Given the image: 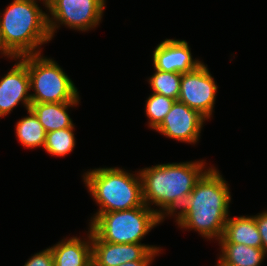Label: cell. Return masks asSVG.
<instances>
[{"label":"cell","instance_id":"6da1fadb","mask_svg":"<svg viewBox=\"0 0 267 266\" xmlns=\"http://www.w3.org/2000/svg\"><path fill=\"white\" fill-rule=\"evenodd\" d=\"M227 182L216 168L211 167L196 183L180 211L176 223L193 229L209 240H219L229 217L231 195Z\"/></svg>","mask_w":267,"mask_h":266},{"label":"cell","instance_id":"7a4b0ae2","mask_svg":"<svg viewBox=\"0 0 267 266\" xmlns=\"http://www.w3.org/2000/svg\"><path fill=\"white\" fill-rule=\"evenodd\" d=\"M205 162L158 164L139 171L144 204L159 206L157 214L164 219L175 216L192 192L196 183L210 169ZM175 212V213H174ZM166 215V216H165Z\"/></svg>","mask_w":267,"mask_h":266},{"label":"cell","instance_id":"3957f363","mask_svg":"<svg viewBox=\"0 0 267 266\" xmlns=\"http://www.w3.org/2000/svg\"><path fill=\"white\" fill-rule=\"evenodd\" d=\"M37 0H13L0 15V52L9 58L20 59L39 54L40 46L52 38L48 27V13Z\"/></svg>","mask_w":267,"mask_h":266},{"label":"cell","instance_id":"277c9868","mask_svg":"<svg viewBox=\"0 0 267 266\" xmlns=\"http://www.w3.org/2000/svg\"><path fill=\"white\" fill-rule=\"evenodd\" d=\"M83 179L99 205L96 213L122 211L144 205L139 172L132 174L118 167L95 168L87 171Z\"/></svg>","mask_w":267,"mask_h":266},{"label":"cell","instance_id":"5b68a950","mask_svg":"<svg viewBox=\"0 0 267 266\" xmlns=\"http://www.w3.org/2000/svg\"><path fill=\"white\" fill-rule=\"evenodd\" d=\"M90 230L101 240L114 244H141V240L163 219L146 204L128 210L96 213Z\"/></svg>","mask_w":267,"mask_h":266},{"label":"cell","instance_id":"8992f818","mask_svg":"<svg viewBox=\"0 0 267 266\" xmlns=\"http://www.w3.org/2000/svg\"><path fill=\"white\" fill-rule=\"evenodd\" d=\"M30 76L31 103H57L79 101L78 89L53 59L41 53L27 55Z\"/></svg>","mask_w":267,"mask_h":266},{"label":"cell","instance_id":"52a82bcc","mask_svg":"<svg viewBox=\"0 0 267 266\" xmlns=\"http://www.w3.org/2000/svg\"><path fill=\"white\" fill-rule=\"evenodd\" d=\"M105 0H54L48 7L51 38L60 24L79 31L97 27L102 19ZM59 23V24H58Z\"/></svg>","mask_w":267,"mask_h":266},{"label":"cell","instance_id":"ba28073f","mask_svg":"<svg viewBox=\"0 0 267 266\" xmlns=\"http://www.w3.org/2000/svg\"><path fill=\"white\" fill-rule=\"evenodd\" d=\"M217 89L218 86L207 65L202 63L196 69L182 73L178 101L210 119Z\"/></svg>","mask_w":267,"mask_h":266},{"label":"cell","instance_id":"9c48e42d","mask_svg":"<svg viewBox=\"0 0 267 266\" xmlns=\"http://www.w3.org/2000/svg\"><path fill=\"white\" fill-rule=\"evenodd\" d=\"M160 247L145 244H114L101 241L92 232V266H118L130 261L154 260Z\"/></svg>","mask_w":267,"mask_h":266},{"label":"cell","instance_id":"30bf717a","mask_svg":"<svg viewBox=\"0 0 267 266\" xmlns=\"http://www.w3.org/2000/svg\"><path fill=\"white\" fill-rule=\"evenodd\" d=\"M205 120L207 119L198 111L175 101L171 110L155 130L168 138L194 144L199 140Z\"/></svg>","mask_w":267,"mask_h":266},{"label":"cell","instance_id":"8fae6325","mask_svg":"<svg viewBox=\"0 0 267 266\" xmlns=\"http://www.w3.org/2000/svg\"><path fill=\"white\" fill-rule=\"evenodd\" d=\"M20 58L0 80V118L9 114L20 102L26 110L31 106L27 55Z\"/></svg>","mask_w":267,"mask_h":266},{"label":"cell","instance_id":"7c38bea8","mask_svg":"<svg viewBox=\"0 0 267 266\" xmlns=\"http://www.w3.org/2000/svg\"><path fill=\"white\" fill-rule=\"evenodd\" d=\"M201 64V61L192 58L185 40L166 39L153 52L154 68L160 71L186 73Z\"/></svg>","mask_w":267,"mask_h":266},{"label":"cell","instance_id":"4fadbf2b","mask_svg":"<svg viewBox=\"0 0 267 266\" xmlns=\"http://www.w3.org/2000/svg\"><path fill=\"white\" fill-rule=\"evenodd\" d=\"M88 240L71 237L61 240L50 247L54 266H92V231L89 229Z\"/></svg>","mask_w":267,"mask_h":266},{"label":"cell","instance_id":"5bb4252c","mask_svg":"<svg viewBox=\"0 0 267 266\" xmlns=\"http://www.w3.org/2000/svg\"><path fill=\"white\" fill-rule=\"evenodd\" d=\"M218 241L262 248V239L255 216L228 217L223 236Z\"/></svg>","mask_w":267,"mask_h":266},{"label":"cell","instance_id":"9a60e30c","mask_svg":"<svg viewBox=\"0 0 267 266\" xmlns=\"http://www.w3.org/2000/svg\"><path fill=\"white\" fill-rule=\"evenodd\" d=\"M79 101L57 103H31L30 110L36 115L46 133L72 127L74 124L67 110L77 106Z\"/></svg>","mask_w":267,"mask_h":266},{"label":"cell","instance_id":"2e32d148","mask_svg":"<svg viewBox=\"0 0 267 266\" xmlns=\"http://www.w3.org/2000/svg\"><path fill=\"white\" fill-rule=\"evenodd\" d=\"M219 244L222 251L219 260L227 266H260L267 255L263 248L234 243Z\"/></svg>","mask_w":267,"mask_h":266},{"label":"cell","instance_id":"e0dca14e","mask_svg":"<svg viewBox=\"0 0 267 266\" xmlns=\"http://www.w3.org/2000/svg\"><path fill=\"white\" fill-rule=\"evenodd\" d=\"M26 116L16 123V136L26 148L44 147L46 131L36 115L29 109Z\"/></svg>","mask_w":267,"mask_h":266},{"label":"cell","instance_id":"ac0fdd59","mask_svg":"<svg viewBox=\"0 0 267 266\" xmlns=\"http://www.w3.org/2000/svg\"><path fill=\"white\" fill-rule=\"evenodd\" d=\"M74 125L46 133L44 149L52 156L63 157L73 151L75 147Z\"/></svg>","mask_w":267,"mask_h":266},{"label":"cell","instance_id":"d6986e66","mask_svg":"<svg viewBox=\"0 0 267 266\" xmlns=\"http://www.w3.org/2000/svg\"><path fill=\"white\" fill-rule=\"evenodd\" d=\"M154 70L155 73L149 78L153 93L178 101L182 73L164 72L155 68Z\"/></svg>","mask_w":267,"mask_h":266},{"label":"cell","instance_id":"ffe728a7","mask_svg":"<svg viewBox=\"0 0 267 266\" xmlns=\"http://www.w3.org/2000/svg\"><path fill=\"white\" fill-rule=\"evenodd\" d=\"M175 101L176 100L172 98L157 93H151L145 104V112L149 119V127L155 130L171 110Z\"/></svg>","mask_w":267,"mask_h":266},{"label":"cell","instance_id":"44dd1931","mask_svg":"<svg viewBox=\"0 0 267 266\" xmlns=\"http://www.w3.org/2000/svg\"><path fill=\"white\" fill-rule=\"evenodd\" d=\"M24 266H54L50 247L33 255Z\"/></svg>","mask_w":267,"mask_h":266},{"label":"cell","instance_id":"7402d4cb","mask_svg":"<svg viewBox=\"0 0 267 266\" xmlns=\"http://www.w3.org/2000/svg\"><path fill=\"white\" fill-rule=\"evenodd\" d=\"M255 221L262 239V248L267 254V211L255 215Z\"/></svg>","mask_w":267,"mask_h":266},{"label":"cell","instance_id":"603a6c76","mask_svg":"<svg viewBox=\"0 0 267 266\" xmlns=\"http://www.w3.org/2000/svg\"><path fill=\"white\" fill-rule=\"evenodd\" d=\"M153 260H137V261H130L118 266H150Z\"/></svg>","mask_w":267,"mask_h":266},{"label":"cell","instance_id":"cb8c5ba5","mask_svg":"<svg viewBox=\"0 0 267 266\" xmlns=\"http://www.w3.org/2000/svg\"><path fill=\"white\" fill-rule=\"evenodd\" d=\"M42 1L44 3L45 7L47 8L54 0H42Z\"/></svg>","mask_w":267,"mask_h":266},{"label":"cell","instance_id":"d4e9b609","mask_svg":"<svg viewBox=\"0 0 267 266\" xmlns=\"http://www.w3.org/2000/svg\"><path fill=\"white\" fill-rule=\"evenodd\" d=\"M216 266H227V265H224L219 259H218V262H217V265Z\"/></svg>","mask_w":267,"mask_h":266}]
</instances>
